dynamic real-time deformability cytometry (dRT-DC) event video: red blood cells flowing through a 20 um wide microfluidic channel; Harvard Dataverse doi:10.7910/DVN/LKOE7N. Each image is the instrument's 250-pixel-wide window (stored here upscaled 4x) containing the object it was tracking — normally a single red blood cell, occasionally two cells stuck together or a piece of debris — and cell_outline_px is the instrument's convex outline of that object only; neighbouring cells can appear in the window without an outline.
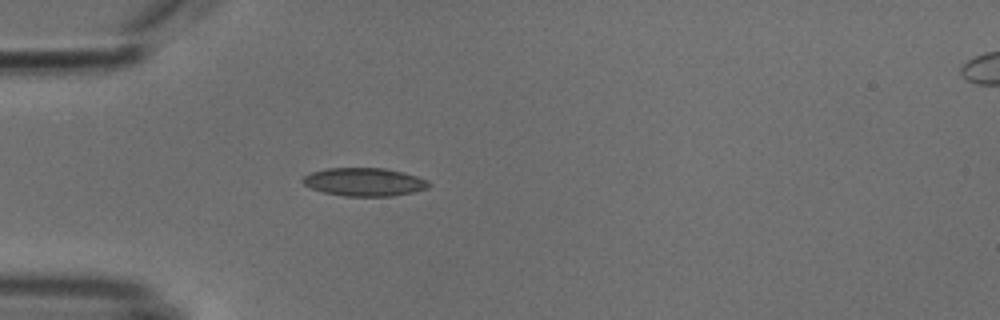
{"species": "common noctule bat (a hibernating species)", "species_latin": "Nyctalus noctula", "temperature_condition": "cold", "stored_images_in_passage": 28, "camera_frame_rate_fps": 3000, "um_per_image_px": 0.085, "animal": {"sex": "male", "body_mass_g": 18.8}, "frame": {"image": 1, "passage_image": 1, "time_ms": 0.0, "image_size_px": [1000, 320], "cell_outline_px": [[432, 184], [428, 188], [412, 192], [392, 196], [344, 196], [324, 192], [312, 188], [304, 184], [300, 180], [304, 176], [312, 172], [328, 168], [384, 168], [416, 176], [428, 180]], "centroid_in_image_um": [30.97, 15.47], "position_along_channel_um": 54.0, "area_um2": 20.58}}
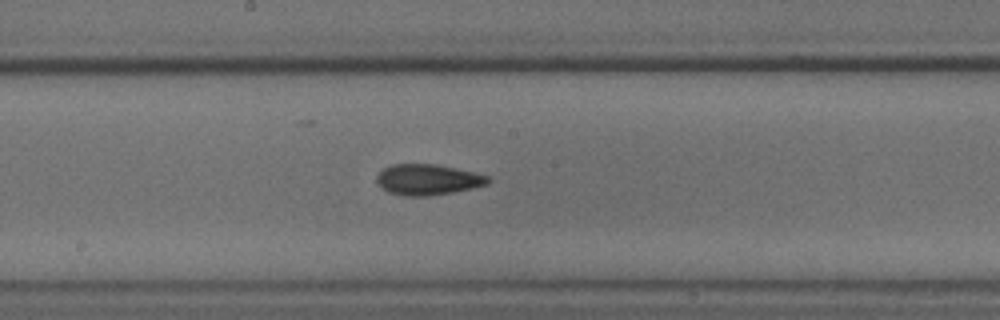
{"frame": {"image": 2, "passage_image": 14, "time_ms": 4.333, "image_size_px": [1000, 320], "cell_outline_px": [[492, 180], [488, 184], [472, 188], [452, 192], [428, 196], [404, 196], [388, 192], [376, 180], [376, 176], [384, 168], [392, 164], [436, 164], [472, 172], [488, 176]], "centroid_in_image_um": [36.36, 15.27], "position_along_channel_um": 211.8, "area_um2": 19.77}}
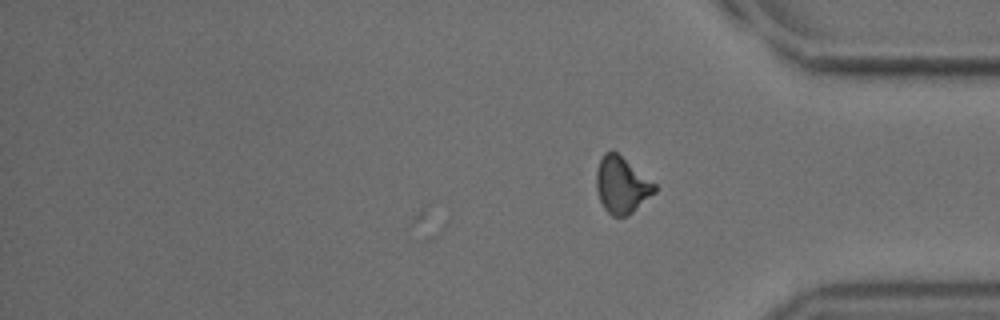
{"frame": {"image": 3, "passage_image": 28, "time_ms": 9.0, "image_size_px": [1000, 320], "cell_outline_px": [[656, 192], [628, 216], [612, 216], [604, 208], [600, 200], [596, 188], [596, 172], [600, 160], [604, 152], [612, 148], [656, 184]], "centroid_in_image_um": [52.84, 15.71], "position_along_channel_um": 382.4, "area_um2": 19.25}, "authors_computed_cell_mechanics": {"area_um2": 19.2763, "velocity_mm_per_s": 3.8242, "shape_relaxation_time_tau1_ms": 9.5881, "shape_relaxation_time_tau2_ms": 7.3965, "deformation_change_tau1": 0.1616, "deformation_change_tau2": 0.1168}}